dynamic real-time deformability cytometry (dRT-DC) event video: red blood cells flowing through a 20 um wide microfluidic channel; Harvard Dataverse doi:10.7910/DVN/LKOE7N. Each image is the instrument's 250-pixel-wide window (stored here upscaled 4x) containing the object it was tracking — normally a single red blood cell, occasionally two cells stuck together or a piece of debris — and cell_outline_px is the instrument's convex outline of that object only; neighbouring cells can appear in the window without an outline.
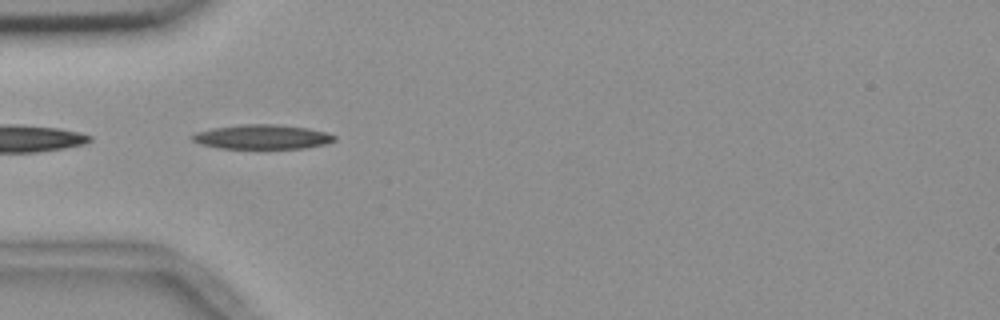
{"species": "common noctule bat (a hibernating species)", "species_latin": "Nyctalus noctula", "temperature_condition": "room temperature", "stored_images_in_passage": 15, "camera_frame_rate_fps": 3000, "um_per_image_px": 0.085, "animal": {"sex": "female", "body_mass_g": 18.4}, "frame": {"image": 1, "passage_image": 1, "time_ms": 0.0, "image_size_px": [1000, 320], "cell_outline_px": [[336, 140], [324, 144], [304, 148], [220, 148], [200, 144], [192, 140], [192, 136], [196, 132], [212, 128], [240, 124], [280, 124], [308, 128], [324, 132], [336, 136]], "centroid_in_image_um": [22.28, 11.62], "position_along_channel_um": 62.7, "area_um2": 20.17}}
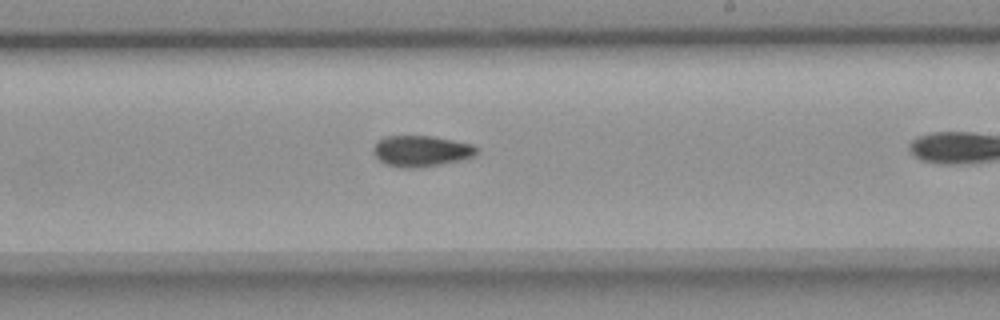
{"frame": {"image": 2, "passage_image": 11, "time_ms": 3.333, "image_size_px": [1000, 320], "cell_outline_px": [[480, 148], [476, 156], [460, 160], [440, 164], [416, 168], [400, 168], [384, 164], [372, 152], [376, 144], [380, 140], [388, 136], [432, 136], [472, 144]], "centroid_in_image_um": [35.84, 12.85], "position_along_channel_um": 253.2, "area_um2": 18.67}}